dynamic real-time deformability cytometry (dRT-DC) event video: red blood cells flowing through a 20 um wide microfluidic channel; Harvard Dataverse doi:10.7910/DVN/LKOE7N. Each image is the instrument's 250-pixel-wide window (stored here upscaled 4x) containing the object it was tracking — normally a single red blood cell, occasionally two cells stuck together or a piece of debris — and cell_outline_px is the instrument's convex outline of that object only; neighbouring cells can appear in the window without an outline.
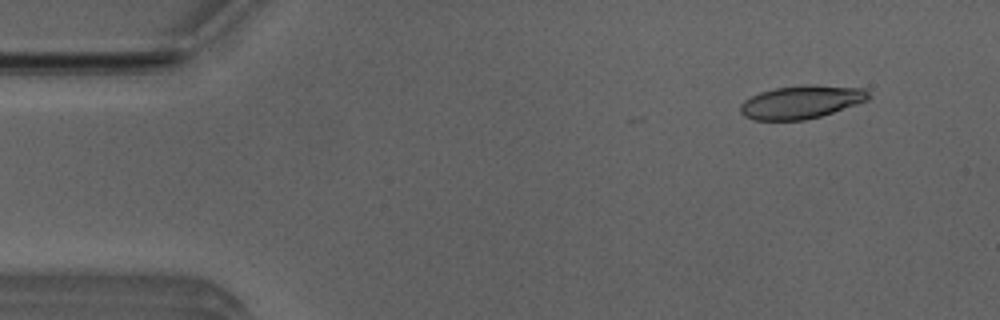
{"species": "Egyptian fruit bat (a non-hibernating species)", "species_latin": "Rousettus aegyptiacus", "temperature_condition": "room temperature", "stored_images_in_passage": 5, "camera_frame_rate_fps": 3000, "um_per_image_px": 0.085, "animal": {"sex": "male"}, "frame": {"image": 1, "passage_image": 2, "time_ms": 0.333, "image_size_px": [1000, 320], "cell_outline_px": [[872, 96], [868, 100], [820, 116], [804, 120], [752, 120], [744, 116], [740, 112], [740, 104], [744, 100], [760, 92], [776, 88], [804, 84], [816, 84], [864, 88]], "centroid_in_image_um": [68.11, 8.66], "position_along_channel_um": 16.9, "area_um2": 24.85}}